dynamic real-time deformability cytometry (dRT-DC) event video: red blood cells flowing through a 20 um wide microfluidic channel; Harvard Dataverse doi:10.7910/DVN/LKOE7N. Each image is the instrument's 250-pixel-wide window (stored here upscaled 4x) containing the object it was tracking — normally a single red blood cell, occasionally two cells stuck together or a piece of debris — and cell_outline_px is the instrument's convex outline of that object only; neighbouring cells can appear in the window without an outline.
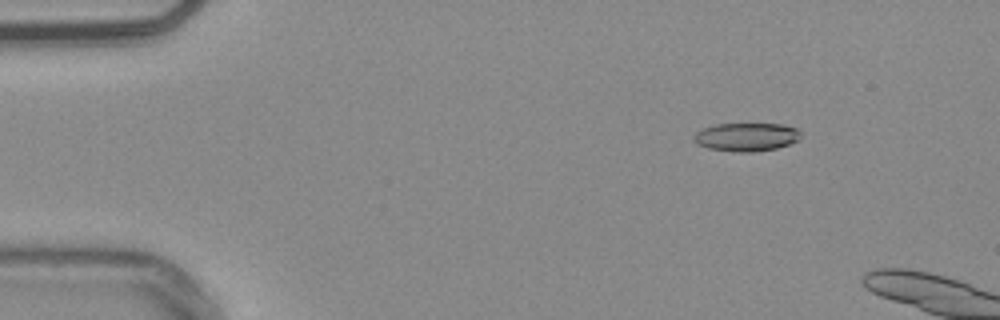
{"species": "common noctule bat (a hibernating species)", "species_latin": "Nyctalus noctula", "temperature_condition": "warm", "stored_images_in_passage": 11, "camera_frame_rate_fps": 3000, "um_per_image_px": 0.085, "animal": {"sex": "male", "body_mass_g": 20.4}, "frame": {"image": 1, "passage_image": 7, "time_ms": 2.0, "image_size_px": [1000, 320], "cell_outline_px": [[800, 140], [776, 148], [752, 152], [736, 152], [708, 148], [700, 144], [692, 136], [696, 132], [704, 128], [716, 124], [784, 124], [796, 128], [800, 132]], "centroid_in_image_um": [63.47, 11.64], "position_along_channel_um": 21.5, "area_um2": 17.51}}